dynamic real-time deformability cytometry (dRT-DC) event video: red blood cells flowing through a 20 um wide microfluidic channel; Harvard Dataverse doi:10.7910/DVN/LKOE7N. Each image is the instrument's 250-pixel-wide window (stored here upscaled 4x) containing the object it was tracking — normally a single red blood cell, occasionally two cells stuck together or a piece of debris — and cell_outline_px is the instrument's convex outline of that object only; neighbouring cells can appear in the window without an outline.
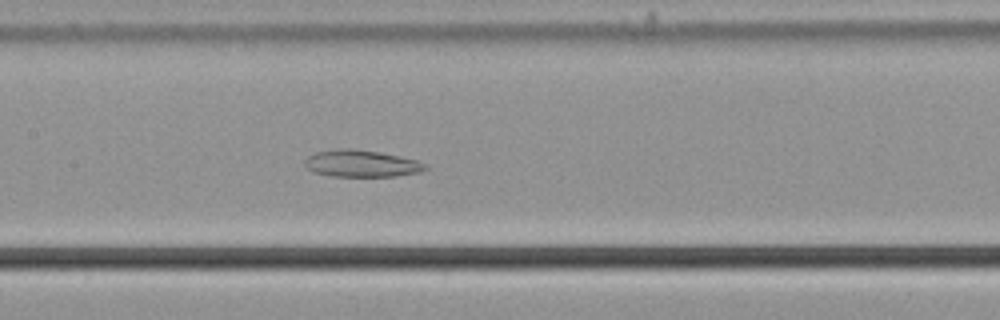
{"species": "common noctule bat (a hibernating species)", "species_latin": "Nyctalus noctula", "temperature_condition": "cold", "stored_images_in_passage": 58, "camera_frame_rate_fps": 3000, "um_per_image_px": 0.085, "animal": {"sex": "male", "body_mass_g": 21.5, "forearm_length_mm": 52.0}, "frame": {"image": 1, "passage_image": 29, "time_ms": 9.333, "image_size_px": [1000, 320], "cell_outline_px": [[428, 168], [420, 172], [396, 176], [328, 176], [312, 172], [304, 168], [304, 160], [308, 156], [316, 152], [336, 148], [352, 148], [376, 152], [416, 160], [424, 164]], "centroid_in_image_um": [30.62, 13.91], "position_along_channel_um": 176.8, "area_um2": 18.9}}
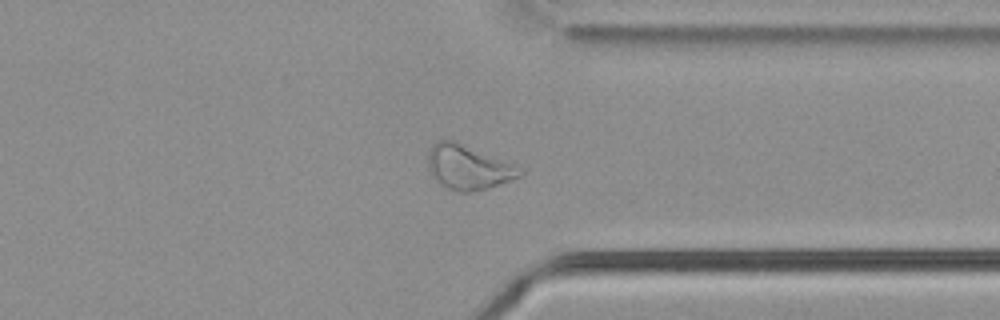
{"frame": {"image": 2, "passage_image": 45, "time_ms": 14.667, "image_size_px": [1000, 320], "cell_outline_px": [[524, 172], [520, 176], [488, 188], [468, 192], [460, 192], [444, 188], [432, 176], [428, 168], [428, 152], [432, 144], [436, 140], [452, 140], [508, 164]], "centroid_in_image_um": [39.67, 14.25], "position_along_channel_um": 371.7, "area_um2": 22.89}}
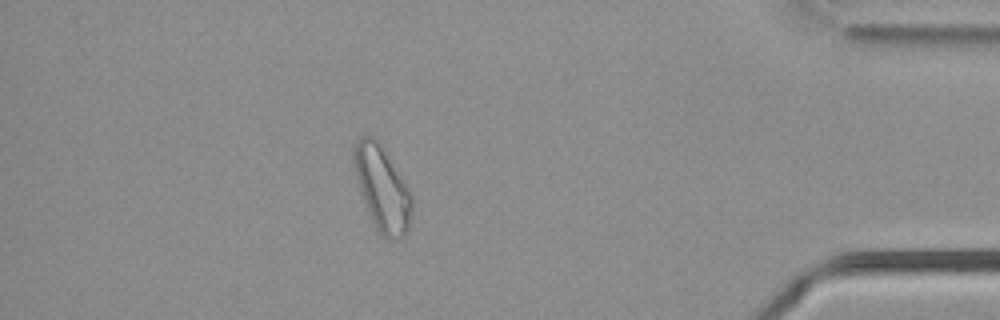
{"frame": {"image": 3, "passage_image": 51, "time_ms": 16.667, "image_size_px": [1000, 320], "cell_outline_px": [[412, 208], [408, 228], [404, 236], [392, 240], [388, 240], [376, 228], [372, 220], [364, 200], [360, 188], [356, 172], [352, 152], [352, 148], [356, 140], [360, 136], [372, 136], [380, 144], [404, 180], [412, 196]], "centroid_in_image_um": [32.49, 16.01], "position_along_channel_um": 402.7, "area_um2": 27.98}, "authors_computed_cell_mechanics": {"area_um2": 27.0504, "velocity_mm_per_s": 3.6778, "shape_relaxation_time_tau1_ms": null, "shape_relaxation_time_tau2_ms": 3.5934, "deformation_change_tau1": null, "deformation_change_tau2": 0.0852}}